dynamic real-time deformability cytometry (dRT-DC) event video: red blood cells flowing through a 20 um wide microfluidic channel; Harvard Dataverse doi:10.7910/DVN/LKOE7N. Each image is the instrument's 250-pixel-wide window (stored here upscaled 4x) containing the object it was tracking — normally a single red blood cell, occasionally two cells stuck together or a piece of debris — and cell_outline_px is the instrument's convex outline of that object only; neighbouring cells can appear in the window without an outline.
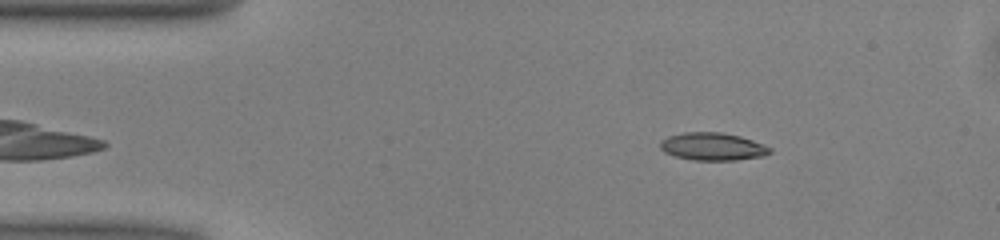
{"species": "common noctule bat (a hibernating species)", "species_latin": "Nyctalus noctula", "temperature_condition": "warm", "stored_images_in_passage": 37, "camera_frame_rate_fps": 3000, "um_per_image_px": 0.085, "animal": {"sex": "male", "body_mass_g": 13.0, "forearm_length_mm": 53.1}, "frame": {"image": 1, "passage_image": 2, "time_ms": 0.333, "image_size_px": [1000, 240], "cell_outline_px": [[772, 152], [764, 156], [736, 160], [692, 160], [676, 156], [664, 152], [660, 148], [660, 140], [668, 136], [684, 132], [720, 132], [740, 136], [752, 140], [772, 148]], "centroid_in_image_um": [60.57, 12.46], "position_along_channel_um": 24.4, "area_um2": 17.74}}
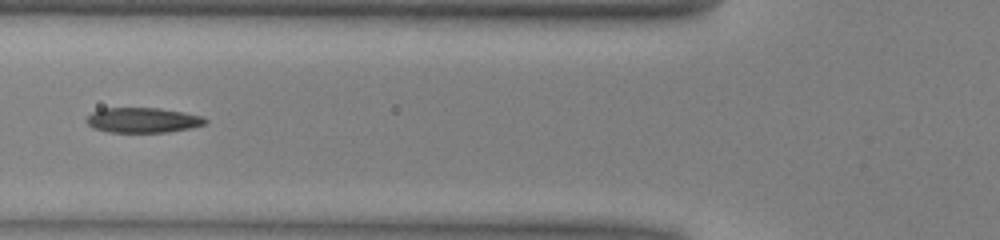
{"frame": {"image": 2, "passage_image": 13, "time_ms": 4.0, "image_size_px": [1000, 240], "cell_outline_px": [[208, 120], [204, 124], [188, 128], [168, 132], [108, 132], [92, 128], [84, 120], [92, 112], [104, 108], [160, 108], [184, 112], [204, 116]], "centroid_in_image_um": [12.12, 10.21], "position_along_channel_um": 113.7, "area_um2": 17.4}}
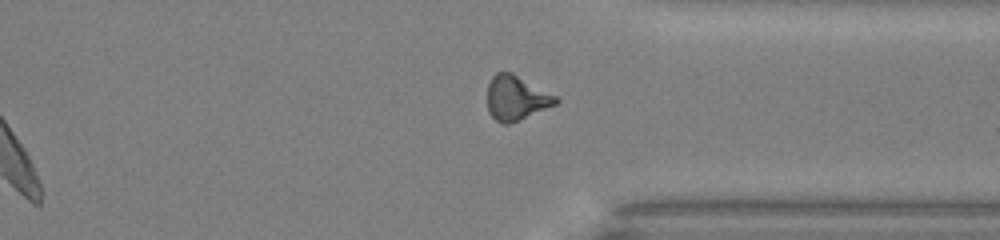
{"frame": {"image": 3, "passage_image": 32, "time_ms": 10.333, "image_size_px": [1000, 240], "cell_outline_px": [[560, 100], [556, 104], [520, 120], [508, 124], [504, 124], [496, 120], [488, 112], [488, 84], [492, 76], [496, 72], [512, 72], [556, 96]], "centroid_in_image_um": [43.87, 8.32], "position_along_channel_um": 367.5, "area_um2": 17.69}, "authors_computed_cell_mechanics": {"area_um2": 17.5712, "velocity_mm_per_s": 4.0531, "shape_relaxation_time_tau1_ms": 7.1348, "shape_relaxation_time_tau2_ms": 3.3188, "deformation_change_tau1": 0.2153, "deformation_change_tau2": 0.0967}}